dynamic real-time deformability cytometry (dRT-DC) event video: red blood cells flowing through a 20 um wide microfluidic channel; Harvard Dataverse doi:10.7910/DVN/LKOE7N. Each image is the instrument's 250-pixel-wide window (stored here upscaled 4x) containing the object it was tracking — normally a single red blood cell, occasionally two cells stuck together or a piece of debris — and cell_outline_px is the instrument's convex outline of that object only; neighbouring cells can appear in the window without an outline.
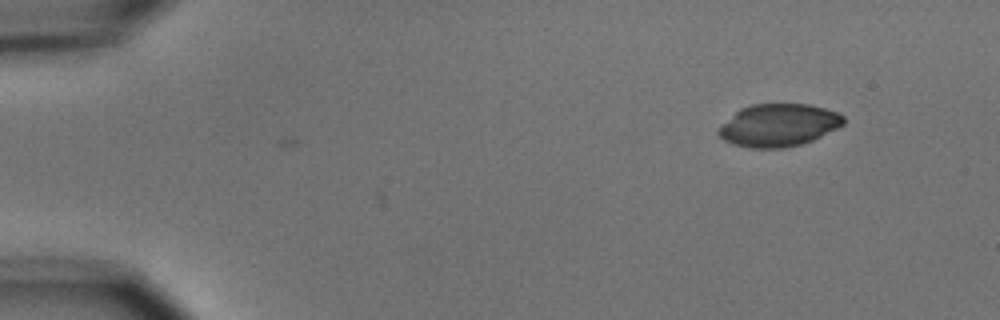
{"species": "common noctule bat (a hibernating species)", "species_latin": "Nyctalus noctula", "temperature_condition": "cold", "stored_images_in_passage": 4, "segment_of_instrument_passage": [1, 2], "camera_frame_rate_fps": 3000, "um_per_image_px": 0.085, "animal": {"sex": "male", "body_mass_g": 15.6}, "frame": {"image": 1, "passage_image": 1, "time_ms": 0.0, "image_size_px": [1000, 320], "cell_outline_px": [[844, 124], [812, 140], [800, 144], [784, 148], [752, 148], [732, 144], [724, 140], [716, 132], [716, 128], [740, 108], [752, 104], [808, 104], [824, 108], [836, 112], [844, 116]], "centroid_in_image_um": [66.13, 10.64], "position_along_channel_um": 18.9, "area_um2": 30.98}}